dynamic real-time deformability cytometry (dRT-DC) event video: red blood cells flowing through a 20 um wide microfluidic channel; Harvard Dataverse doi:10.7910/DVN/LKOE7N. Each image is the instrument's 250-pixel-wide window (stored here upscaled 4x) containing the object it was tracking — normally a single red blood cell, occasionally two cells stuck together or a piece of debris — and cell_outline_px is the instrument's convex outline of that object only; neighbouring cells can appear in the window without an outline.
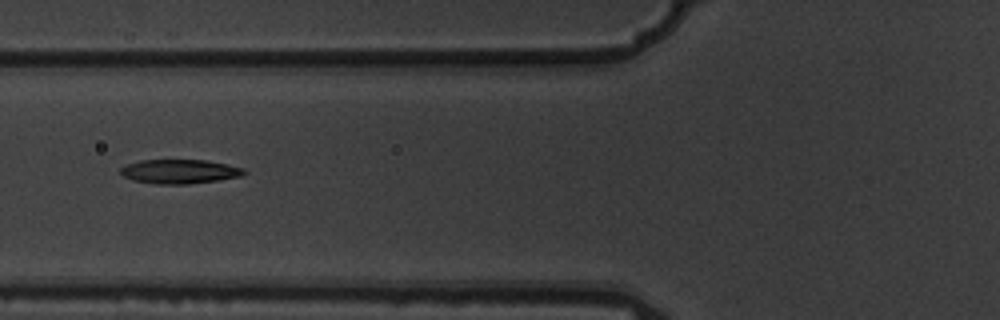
{"species": "common noctule bat (a hibernating species)", "species_latin": "Nyctalus noctula", "temperature_condition": "warm", "stored_images_in_passage": 9, "camera_frame_rate_fps": 3000, "um_per_image_px": 0.085, "animal": {"sex": "male", "body_mass_g": 19.5, "forearm_length_mm": 54.6}, "frame": {"image": 1, "passage_image": 4, "time_ms": 1.0, "image_size_px": [1000, 320], "cell_outline_px": [[248, 172], [240, 176], [216, 180], [188, 184], [156, 184], [132, 180], [124, 176], [120, 172], [120, 168], [128, 164], [140, 160], [208, 160], [228, 164], [244, 168]], "centroid_in_image_um": [15.28, 14.57], "position_along_channel_um": 110.5, "area_um2": 17.4}}
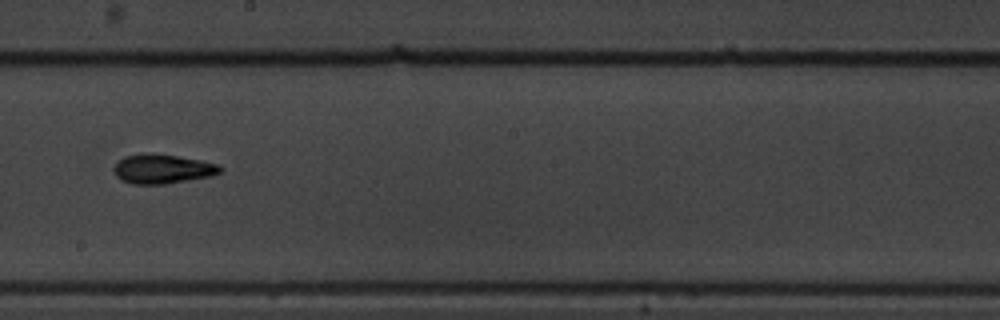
{"frame": {"image": 2, "passage_image": 7, "time_ms": 2.0, "image_size_px": [1000, 320], "cell_outline_px": [[224, 168], [220, 172], [212, 176], [164, 184], [132, 184], [120, 180], [116, 176], [112, 168], [124, 156], [144, 152], [152, 152], [200, 160], [220, 164]], "centroid_in_image_um": [13.8, 14.35], "position_along_channel_um": 234.4, "area_um2": 18.44}}
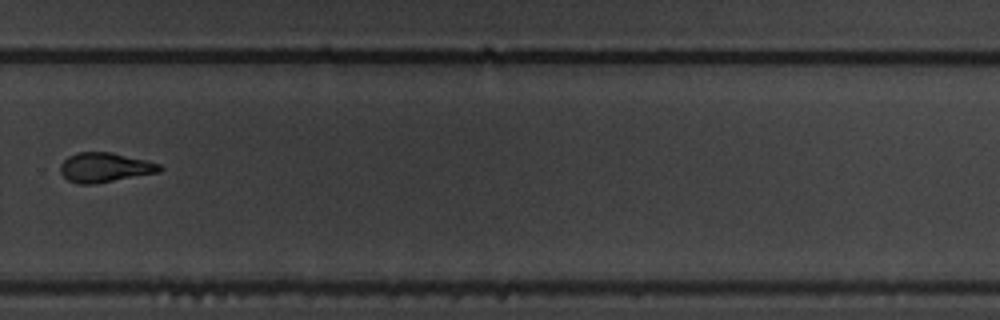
{"frame": {"image": 3, "passage_image": 9, "time_ms": 2.667, "image_size_px": [1000, 320], "cell_outline_px": [[164, 168], [160, 172], [92, 184], [80, 184], [68, 180], [60, 172], [60, 164], [68, 156], [76, 152], [112, 152], [160, 164]], "centroid_in_image_um": [8.89, 14.22], "position_along_channel_um": 320.9, "area_um2": 16.99}}